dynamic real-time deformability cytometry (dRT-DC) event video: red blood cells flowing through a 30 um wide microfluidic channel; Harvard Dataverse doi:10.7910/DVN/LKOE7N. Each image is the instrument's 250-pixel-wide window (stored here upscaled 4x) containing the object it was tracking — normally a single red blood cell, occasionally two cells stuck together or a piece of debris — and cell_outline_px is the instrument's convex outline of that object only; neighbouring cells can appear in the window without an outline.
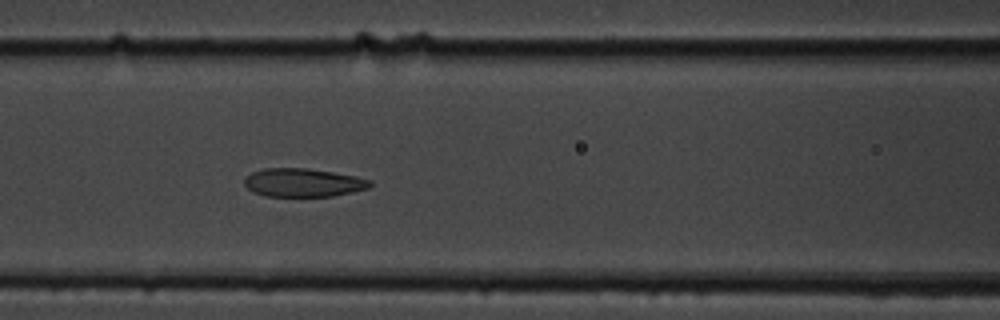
{"species": "common noctule bat (a hibernating species)", "species_latin": "Nyctalus noctula", "temperature_condition": "cold", "stored_images_in_passage": 6, "camera_frame_rate_fps": 3000, "um_per_image_px": 0.085, "animal": {"sex": "male", "body_mass_g": 19.5, "forearm_length_mm": 54.6}, "frame": {"image": 1, "passage_image": 6, "time_ms": 6.667, "image_size_px": [1000, 320], "cell_outline_px": [[372, 184], [368, 188], [352, 192], [332, 196], [264, 196], [248, 188], [244, 184], [244, 176], [252, 172], [264, 168], [308, 168], [356, 176], [372, 180]], "centroid_in_image_um": [25.76, 15.51], "position_along_channel_um": 140.8, "area_um2": 20.81}}